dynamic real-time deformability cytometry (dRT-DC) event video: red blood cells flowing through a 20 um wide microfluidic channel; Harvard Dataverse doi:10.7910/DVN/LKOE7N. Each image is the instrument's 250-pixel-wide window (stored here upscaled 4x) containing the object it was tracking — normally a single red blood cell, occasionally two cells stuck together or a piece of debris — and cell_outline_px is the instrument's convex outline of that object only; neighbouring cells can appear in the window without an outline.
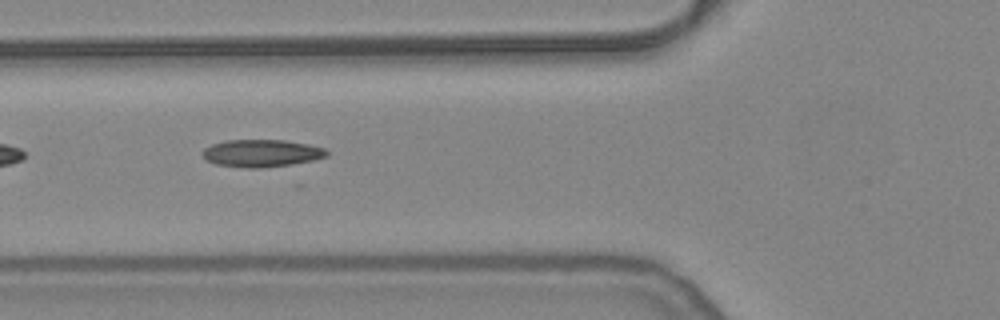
{"species": "common noctule bat (a hibernating species)", "species_latin": "Nyctalus noctula", "temperature_condition": "warm", "stored_images_in_passage": 26, "camera_frame_rate_fps": 3000, "um_per_image_px": 0.085, "animal": {"sex": "female", "body_mass_g": 24.6, "forearm_length_mm": 56.2}, "frame": {"image": 1, "passage_image": 5, "time_ms": 1.333, "image_size_px": [1000, 320], "cell_outline_px": [[328, 156], [312, 160], [292, 164], [260, 168], [244, 168], [216, 164], [208, 160], [200, 152], [204, 148], [212, 144], [228, 140], [284, 140], [308, 144], [324, 148], [328, 152]], "centroid_in_image_um": [22.22, 13.02], "position_along_channel_um": 103.6, "area_um2": 19.77}}
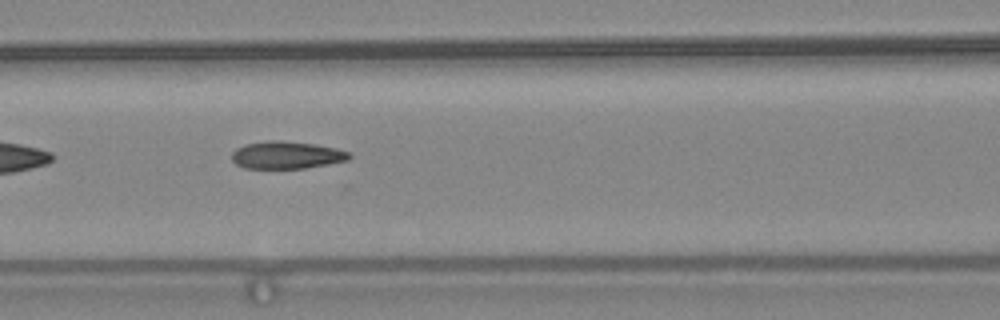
{"frame": {"image": 2, "passage_image": 8, "time_ms": 2.333, "image_size_px": [1000, 320], "cell_outline_px": [[352, 156], [348, 160], [328, 164], [304, 168], [244, 168], [236, 164], [232, 160], [232, 152], [236, 148], [244, 144], [268, 140], [280, 140], [312, 144], [336, 148], [348, 152]], "centroid_in_image_um": [24.33, 13.18], "position_along_channel_um": 142.3, "area_um2": 18.73}}
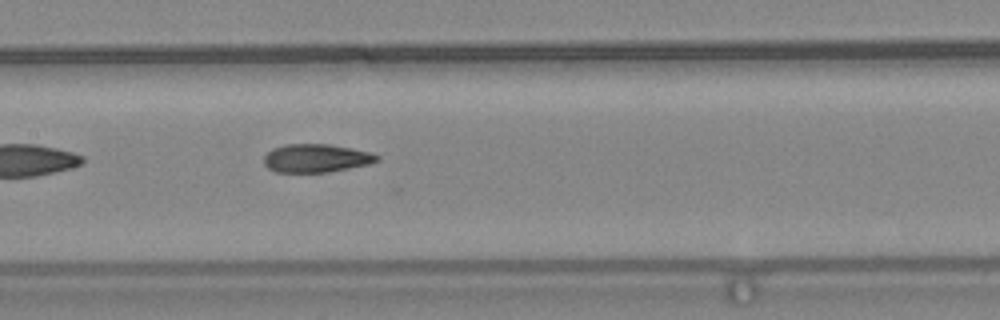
{"frame": {"image": 3, "passage_image": 11, "time_ms": 3.333, "image_size_px": [1000, 320], "cell_outline_px": [[380, 160], [372, 164], [328, 172], [276, 172], [268, 168], [264, 164], [264, 156], [272, 148], [284, 144], [328, 144], [352, 148], [372, 152], [380, 156]], "centroid_in_image_um": [26.91, 13.44], "position_along_channel_um": 180.5, "area_um2": 18.9}}